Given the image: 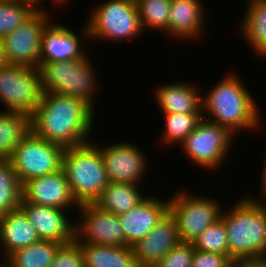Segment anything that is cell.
<instances>
[{
    "instance_id": "1",
    "label": "cell",
    "mask_w": 266,
    "mask_h": 267,
    "mask_svg": "<svg viewBox=\"0 0 266 267\" xmlns=\"http://www.w3.org/2000/svg\"><path fill=\"white\" fill-rule=\"evenodd\" d=\"M95 110L85 101L66 95L43 93L30 116L31 131L64 149L89 142Z\"/></svg>"
},
{
    "instance_id": "2",
    "label": "cell",
    "mask_w": 266,
    "mask_h": 267,
    "mask_svg": "<svg viewBox=\"0 0 266 267\" xmlns=\"http://www.w3.org/2000/svg\"><path fill=\"white\" fill-rule=\"evenodd\" d=\"M228 72L206 96L202 94L203 118L228 128L235 136L243 130L254 132L262 120L255 97L237 73Z\"/></svg>"
},
{
    "instance_id": "3",
    "label": "cell",
    "mask_w": 266,
    "mask_h": 267,
    "mask_svg": "<svg viewBox=\"0 0 266 267\" xmlns=\"http://www.w3.org/2000/svg\"><path fill=\"white\" fill-rule=\"evenodd\" d=\"M256 199L251 195L241 197L221 212L232 261L266 260V205Z\"/></svg>"
},
{
    "instance_id": "4",
    "label": "cell",
    "mask_w": 266,
    "mask_h": 267,
    "mask_svg": "<svg viewBox=\"0 0 266 267\" xmlns=\"http://www.w3.org/2000/svg\"><path fill=\"white\" fill-rule=\"evenodd\" d=\"M61 168L79 205L94 203L109 184L102 155L93 141L65 148Z\"/></svg>"
},
{
    "instance_id": "5",
    "label": "cell",
    "mask_w": 266,
    "mask_h": 267,
    "mask_svg": "<svg viewBox=\"0 0 266 267\" xmlns=\"http://www.w3.org/2000/svg\"><path fill=\"white\" fill-rule=\"evenodd\" d=\"M88 54L75 60L39 62L43 93L79 98L96 110L98 76Z\"/></svg>"
},
{
    "instance_id": "6",
    "label": "cell",
    "mask_w": 266,
    "mask_h": 267,
    "mask_svg": "<svg viewBox=\"0 0 266 267\" xmlns=\"http://www.w3.org/2000/svg\"><path fill=\"white\" fill-rule=\"evenodd\" d=\"M89 14L86 25L92 41L135 40L144 33L135 0H106Z\"/></svg>"
},
{
    "instance_id": "7",
    "label": "cell",
    "mask_w": 266,
    "mask_h": 267,
    "mask_svg": "<svg viewBox=\"0 0 266 267\" xmlns=\"http://www.w3.org/2000/svg\"><path fill=\"white\" fill-rule=\"evenodd\" d=\"M182 188L169 197V212L177 225L181 242L192 243L210 225L220 219L224 208L210 195H194Z\"/></svg>"
},
{
    "instance_id": "8",
    "label": "cell",
    "mask_w": 266,
    "mask_h": 267,
    "mask_svg": "<svg viewBox=\"0 0 266 267\" xmlns=\"http://www.w3.org/2000/svg\"><path fill=\"white\" fill-rule=\"evenodd\" d=\"M233 137L237 136L228 128L202 118L180 146L192 164L207 171H216L228 160L229 150L234 143Z\"/></svg>"
},
{
    "instance_id": "9",
    "label": "cell",
    "mask_w": 266,
    "mask_h": 267,
    "mask_svg": "<svg viewBox=\"0 0 266 267\" xmlns=\"http://www.w3.org/2000/svg\"><path fill=\"white\" fill-rule=\"evenodd\" d=\"M42 96L39 68L9 64L0 69V103L6 107V111L31 116Z\"/></svg>"
},
{
    "instance_id": "10",
    "label": "cell",
    "mask_w": 266,
    "mask_h": 267,
    "mask_svg": "<svg viewBox=\"0 0 266 267\" xmlns=\"http://www.w3.org/2000/svg\"><path fill=\"white\" fill-rule=\"evenodd\" d=\"M64 148L35 135L31 130L14 148L10 162L21 185L28 180L57 172Z\"/></svg>"
},
{
    "instance_id": "11",
    "label": "cell",
    "mask_w": 266,
    "mask_h": 267,
    "mask_svg": "<svg viewBox=\"0 0 266 267\" xmlns=\"http://www.w3.org/2000/svg\"><path fill=\"white\" fill-rule=\"evenodd\" d=\"M48 14L45 9L36 10L2 39L10 64L39 68L42 33L53 21Z\"/></svg>"
},
{
    "instance_id": "12",
    "label": "cell",
    "mask_w": 266,
    "mask_h": 267,
    "mask_svg": "<svg viewBox=\"0 0 266 267\" xmlns=\"http://www.w3.org/2000/svg\"><path fill=\"white\" fill-rule=\"evenodd\" d=\"M75 221L74 238L79 243L125 246L118 215L100 209L94 203L81 204Z\"/></svg>"
},
{
    "instance_id": "13",
    "label": "cell",
    "mask_w": 266,
    "mask_h": 267,
    "mask_svg": "<svg viewBox=\"0 0 266 267\" xmlns=\"http://www.w3.org/2000/svg\"><path fill=\"white\" fill-rule=\"evenodd\" d=\"M93 143L102 155L109 182L139 185L145 179L149 161L136 142L105 143L102 147Z\"/></svg>"
},
{
    "instance_id": "14",
    "label": "cell",
    "mask_w": 266,
    "mask_h": 267,
    "mask_svg": "<svg viewBox=\"0 0 266 267\" xmlns=\"http://www.w3.org/2000/svg\"><path fill=\"white\" fill-rule=\"evenodd\" d=\"M21 203H31L62 210L79 208L61 168L55 173L28 180L22 185ZM77 207V208H76Z\"/></svg>"
},
{
    "instance_id": "15",
    "label": "cell",
    "mask_w": 266,
    "mask_h": 267,
    "mask_svg": "<svg viewBox=\"0 0 266 267\" xmlns=\"http://www.w3.org/2000/svg\"><path fill=\"white\" fill-rule=\"evenodd\" d=\"M85 26V27H84ZM75 33L66 25L50 22L42 33L39 62H58L83 58L87 52L83 40L89 41L87 25ZM82 40V41H81ZM83 48V49H82Z\"/></svg>"
},
{
    "instance_id": "16",
    "label": "cell",
    "mask_w": 266,
    "mask_h": 267,
    "mask_svg": "<svg viewBox=\"0 0 266 267\" xmlns=\"http://www.w3.org/2000/svg\"><path fill=\"white\" fill-rule=\"evenodd\" d=\"M19 207L28 217L40 240L64 244L74 239L75 222L70 220L68 210L31 203H20Z\"/></svg>"
},
{
    "instance_id": "17",
    "label": "cell",
    "mask_w": 266,
    "mask_h": 267,
    "mask_svg": "<svg viewBox=\"0 0 266 267\" xmlns=\"http://www.w3.org/2000/svg\"><path fill=\"white\" fill-rule=\"evenodd\" d=\"M173 216L168 211L143 239L132 246L139 267H154L173 247L180 243Z\"/></svg>"
},
{
    "instance_id": "18",
    "label": "cell",
    "mask_w": 266,
    "mask_h": 267,
    "mask_svg": "<svg viewBox=\"0 0 266 267\" xmlns=\"http://www.w3.org/2000/svg\"><path fill=\"white\" fill-rule=\"evenodd\" d=\"M169 211V199L147 196L129 212L118 215L124 232L125 246L143 239Z\"/></svg>"
},
{
    "instance_id": "19",
    "label": "cell",
    "mask_w": 266,
    "mask_h": 267,
    "mask_svg": "<svg viewBox=\"0 0 266 267\" xmlns=\"http://www.w3.org/2000/svg\"><path fill=\"white\" fill-rule=\"evenodd\" d=\"M204 7L202 0H171L168 24V35L171 39L183 42L187 39L199 40L205 32L207 20V10Z\"/></svg>"
},
{
    "instance_id": "20",
    "label": "cell",
    "mask_w": 266,
    "mask_h": 267,
    "mask_svg": "<svg viewBox=\"0 0 266 267\" xmlns=\"http://www.w3.org/2000/svg\"><path fill=\"white\" fill-rule=\"evenodd\" d=\"M194 84L177 81L156 87L154 98L161 114H202V95H200L202 90Z\"/></svg>"
},
{
    "instance_id": "21",
    "label": "cell",
    "mask_w": 266,
    "mask_h": 267,
    "mask_svg": "<svg viewBox=\"0 0 266 267\" xmlns=\"http://www.w3.org/2000/svg\"><path fill=\"white\" fill-rule=\"evenodd\" d=\"M40 241L35 228L19 207L0 216V259ZM3 257V258H2Z\"/></svg>"
},
{
    "instance_id": "22",
    "label": "cell",
    "mask_w": 266,
    "mask_h": 267,
    "mask_svg": "<svg viewBox=\"0 0 266 267\" xmlns=\"http://www.w3.org/2000/svg\"><path fill=\"white\" fill-rule=\"evenodd\" d=\"M239 31L244 40L262 59H266V0L247 1Z\"/></svg>"
},
{
    "instance_id": "23",
    "label": "cell",
    "mask_w": 266,
    "mask_h": 267,
    "mask_svg": "<svg viewBox=\"0 0 266 267\" xmlns=\"http://www.w3.org/2000/svg\"><path fill=\"white\" fill-rule=\"evenodd\" d=\"M80 244L85 267H139L131 246Z\"/></svg>"
},
{
    "instance_id": "24",
    "label": "cell",
    "mask_w": 266,
    "mask_h": 267,
    "mask_svg": "<svg viewBox=\"0 0 266 267\" xmlns=\"http://www.w3.org/2000/svg\"><path fill=\"white\" fill-rule=\"evenodd\" d=\"M140 187L136 184L109 182L94 204L116 215L127 213L148 196L141 193Z\"/></svg>"
},
{
    "instance_id": "25",
    "label": "cell",
    "mask_w": 266,
    "mask_h": 267,
    "mask_svg": "<svg viewBox=\"0 0 266 267\" xmlns=\"http://www.w3.org/2000/svg\"><path fill=\"white\" fill-rule=\"evenodd\" d=\"M30 130V116L27 114L0 111V161L10 160L14 148Z\"/></svg>"
},
{
    "instance_id": "26",
    "label": "cell",
    "mask_w": 266,
    "mask_h": 267,
    "mask_svg": "<svg viewBox=\"0 0 266 267\" xmlns=\"http://www.w3.org/2000/svg\"><path fill=\"white\" fill-rule=\"evenodd\" d=\"M61 244L53 241L39 242L19 249L4 260L5 267H50Z\"/></svg>"
},
{
    "instance_id": "27",
    "label": "cell",
    "mask_w": 266,
    "mask_h": 267,
    "mask_svg": "<svg viewBox=\"0 0 266 267\" xmlns=\"http://www.w3.org/2000/svg\"><path fill=\"white\" fill-rule=\"evenodd\" d=\"M164 131L160 133V145H180L185 138L197 127L203 114L168 113L163 114ZM162 134V138H161Z\"/></svg>"
},
{
    "instance_id": "28",
    "label": "cell",
    "mask_w": 266,
    "mask_h": 267,
    "mask_svg": "<svg viewBox=\"0 0 266 267\" xmlns=\"http://www.w3.org/2000/svg\"><path fill=\"white\" fill-rule=\"evenodd\" d=\"M22 185L9 160L0 161V216L19 208Z\"/></svg>"
},
{
    "instance_id": "29",
    "label": "cell",
    "mask_w": 266,
    "mask_h": 267,
    "mask_svg": "<svg viewBox=\"0 0 266 267\" xmlns=\"http://www.w3.org/2000/svg\"><path fill=\"white\" fill-rule=\"evenodd\" d=\"M135 2L143 31L146 32L151 28L150 30H159L167 35L171 0H135Z\"/></svg>"
},
{
    "instance_id": "30",
    "label": "cell",
    "mask_w": 266,
    "mask_h": 267,
    "mask_svg": "<svg viewBox=\"0 0 266 267\" xmlns=\"http://www.w3.org/2000/svg\"><path fill=\"white\" fill-rule=\"evenodd\" d=\"M36 9L27 2H0V38L19 27Z\"/></svg>"
},
{
    "instance_id": "31",
    "label": "cell",
    "mask_w": 266,
    "mask_h": 267,
    "mask_svg": "<svg viewBox=\"0 0 266 267\" xmlns=\"http://www.w3.org/2000/svg\"><path fill=\"white\" fill-rule=\"evenodd\" d=\"M192 244L196 250L227 255L229 257L227 232L221 219L210 225Z\"/></svg>"
},
{
    "instance_id": "32",
    "label": "cell",
    "mask_w": 266,
    "mask_h": 267,
    "mask_svg": "<svg viewBox=\"0 0 266 267\" xmlns=\"http://www.w3.org/2000/svg\"><path fill=\"white\" fill-rule=\"evenodd\" d=\"M50 267H85L81 244L75 238L61 244Z\"/></svg>"
},
{
    "instance_id": "33",
    "label": "cell",
    "mask_w": 266,
    "mask_h": 267,
    "mask_svg": "<svg viewBox=\"0 0 266 267\" xmlns=\"http://www.w3.org/2000/svg\"><path fill=\"white\" fill-rule=\"evenodd\" d=\"M194 251L192 243L180 242L166 253L154 267H192Z\"/></svg>"
},
{
    "instance_id": "34",
    "label": "cell",
    "mask_w": 266,
    "mask_h": 267,
    "mask_svg": "<svg viewBox=\"0 0 266 267\" xmlns=\"http://www.w3.org/2000/svg\"><path fill=\"white\" fill-rule=\"evenodd\" d=\"M232 262L227 255L205 251H194L192 267H226Z\"/></svg>"
},
{
    "instance_id": "35",
    "label": "cell",
    "mask_w": 266,
    "mask_h": 267,
    "mask_svg": "<svg viewBox=\"0 0 266 267\" xmlns=\"http://www.w3.org/2000/svg\"><path fill=\"white\" fill-rule=\"evenodd\" d=\"M266 152V151H265ZM264 168L262 169V175H261V177L260 178H262V180H261V183H260V185H261V187H260V194H259V196L261 195V197H264V196H266V153H265V158H264Z\"/></svg>"
},
{
    "instance_id": "36",
    "label": "cell",
    "mask_w": 266,
    "mask_h": 267,
    "mask_svg": "<svg viewBox=\"0 0 266 267\" xmlns=\"http://www.w3.org/2000/svg\"><path fill=\"white\" fill-rule=\"evenodd\" d=\"M238 267H266L265 261H238Z\"/></svg>"
},
{
    "instance_id": "37",
    "label": "cell",
    "mask_w": 266,
    "mask_h": 267,
    "mask_svg": "<svg viewBox=\"0 0 266 267\" xmlns=\"http://www.w3.org/2000/svg\"><path fill=\"white\" fill-rule=\"evenodd\" d=\"M10 63L7 60L3 40L0 38V69L8 66Z\"/></svg>"
},
{
    "instance_id": "38",
    "label": "cell",
    "mask_w": 266,
    "mask_h": 267,
    "mask_svg": "<svg viewBox=\"0 0 266 267\" xmlns=\"http://www.w3.org/2000/svg\"><path fill=\"white\" fill-rule=\"evenodd\" d=\"M24 2L30 3L36 10H42L45 9L43 8L44 6H42L43 0H22Z\"/></svg>"
},
{
    "instance_id": "39",
    "label": "cell",
    "mask_w": 266,
    "mask_h": 267,
    "mask_svg": "<svg viewBox=\"0 0 266 267\" xmlns=\"http://www.w3.org/2000/svg\"><path fill=\"white\" fill-rule=\"evenodd\" d=\"M45 1V0H44ZM48 1V0H47ZM52 1V0H51ZM71 0H53L52 3H56V5L60 4V7L63 6L64 4L70 3ZM63 4V5H62Z\"/></svg>"
},
{
    "instance_id": "40",
    "label": "cell",
    "mask_w": 266,
    "mask_h": 267,
    "mask_svg": "<svg viewBox=\"0 0 266 267\" xmlns=\"http://www.w3.org/2000/svg\"><path fill=\"white\" fill-rule=\"evenodd\" d=\"M226 267H238V261H232L229 265Z\"/></svg>"
},
{
    "instance_id": "41",
    "label": "cell",
    "mask_w": 266,
    "mask_h": 267,
    "mask_svg": "<svg viewBox=\"0 0 266 267\" xmlns=\"http://www.w3.org/2000/svg\"><path fill=\"white\" fill-rule=\"evenodd\" d=\"M22 0H0V2H17Z\"/></svg>"
},
{
    "instance_id": "42",
    "label": "cell",
    "mask_w": 266,
    "mask_h": 267,
    "mask_svg": "<svg viewBox=\"0 0 266 267\" xmlns=\"http://www.w3.org/2000/svg\"><path fill=\"white\" fill-rule=\"evenodd\" d=\"M0 267H4V260H0Z\"/></svg>"
},
{
    "instance_id": "43",
    "label": "cell",
    "mask_w": 266,
    "mask_h": 267,
    "mask_svg": "<svg viewBox=\"0 0 266 267\" xmlns=\"http://www.w3.org/2000/svg\"><path fill=\"white\" fill-rule=\"evenodd\" d=\"M263 198H264V199H263ZM261 200H262V201L265 203V205H266V202H265V201H266V196L262 197Z\"/></svg>"
}]
</instances>
